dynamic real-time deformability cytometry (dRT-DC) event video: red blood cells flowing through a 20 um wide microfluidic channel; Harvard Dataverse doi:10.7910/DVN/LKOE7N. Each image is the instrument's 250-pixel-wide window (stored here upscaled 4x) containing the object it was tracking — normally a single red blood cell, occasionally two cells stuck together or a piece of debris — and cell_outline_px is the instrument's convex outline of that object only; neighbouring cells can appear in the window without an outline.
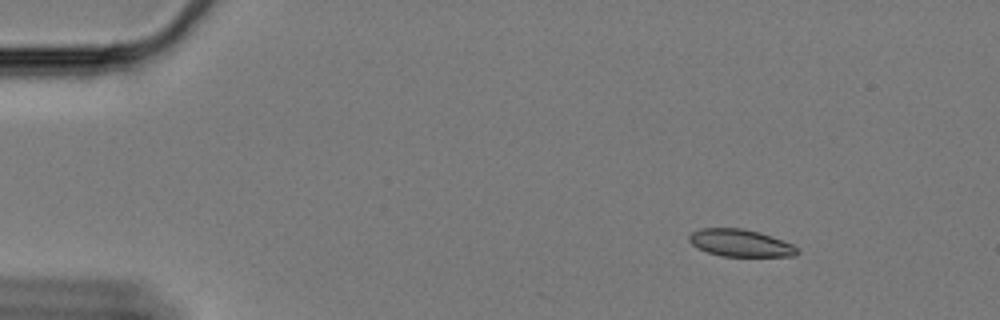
{"species": "Egyptian fruit bat (a non-hibernating species)", "species_latin": "Rousettus aegyptiacus", "temperature_condition": "cold", "stored_images_in_passage": 7, "camera_frame_rate_fps": 3000, "um_per_image_px": 0.085, "animal": {"sex": "female"}, "frame": {"image": 1, "passage_image": 1, "time_ms": 0.0, "image_size_px": [1000, 320], "cell_outline_px": [[800, 252], [792, 256], [720, 256], [708, 252], [692, 244], [688, 240], [688, 236], [692, 232], [700, 228], [740, 228], [760, 232], [772, 236], [792, 244]], "centroid_in_image_um": [62.92, 20.65], "position_along_channel_um": 22.1, "area_um2": 17.05}}